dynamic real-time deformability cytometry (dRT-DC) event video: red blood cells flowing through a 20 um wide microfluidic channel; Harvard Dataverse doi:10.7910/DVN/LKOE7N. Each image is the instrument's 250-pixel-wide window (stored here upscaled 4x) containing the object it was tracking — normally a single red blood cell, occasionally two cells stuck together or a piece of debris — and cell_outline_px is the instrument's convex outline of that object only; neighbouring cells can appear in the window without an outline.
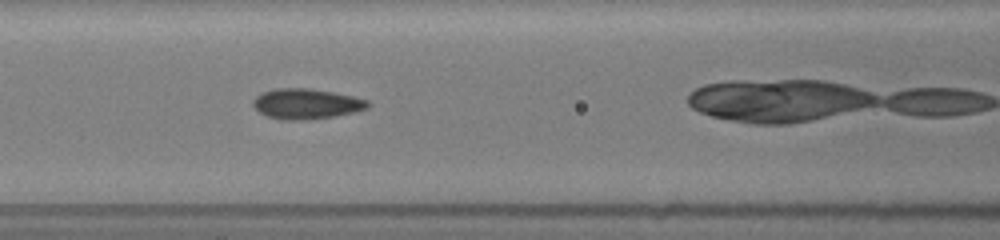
{"species": "common noctule bat (a hibernating species)", "species_latin": "Nyctalus noctula", "temperature_condition": "room temperature", "stored_images_in_passage": 23, "camera_frame_rate_fps": 3000, "um_per_image_px": 0.085, "animal": {"sex": "female", "body_mass_g": 19.5, "forearm_length_mm": 54.1}, "frame": {"image": 1, "passage_image": 7, "time_ms": 2.0, "image_size_px": [1000, 240], "cell_outline_px": [[372, 104], [368, 108], [356, 112], [332, 116], [296, 120], [280, 120], [268, 116], [260, 112], [252, 104], [252, 100], [256, 96], [264, 92], [276, 88], [308, 88], [332, 92], [352, 96], [368, 100]], "centroid_in_image_um": [26.05, 8.82], "position_along_channel_um": 140.6, "area_um2": 20.11}}